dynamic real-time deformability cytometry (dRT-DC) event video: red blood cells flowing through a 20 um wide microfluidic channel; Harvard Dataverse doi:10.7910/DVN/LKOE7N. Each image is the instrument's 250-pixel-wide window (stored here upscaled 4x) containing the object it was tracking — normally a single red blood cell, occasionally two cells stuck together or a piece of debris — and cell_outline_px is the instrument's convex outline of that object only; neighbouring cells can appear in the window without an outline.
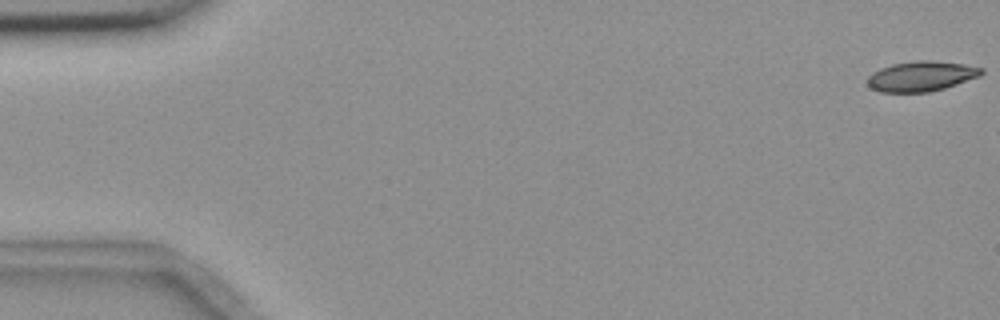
{"species": "common noctule bat (a hibernating species)", "species_latin": "Nyctalus noctula", "temperature_condition": "room temperature", "stored_images_in_passage": 4, "camera_frame_rate_fps": 3000, "um_per_image_px": 0.085, "animal": {"sex": "female", "body_mass_g": 18.4}, "frame": {"image": 1, "passage_image": 1, "time_ms": 0.0, "image_size_px": [1000, 320], "cell_outline_px": [[984, 72], [980, 76], [944, 88], [928, 92], [880, 92], [872, 88], [868, 84], [868, 76], [872, 72], [880, 68], [892, 64], [916, 60], [932, 60], [964, 64], [984, 68]], "centroid_in_image_um": [78.32, 6.47], "position_along_channel_um": 6.7, "area_um2": 20.0}}